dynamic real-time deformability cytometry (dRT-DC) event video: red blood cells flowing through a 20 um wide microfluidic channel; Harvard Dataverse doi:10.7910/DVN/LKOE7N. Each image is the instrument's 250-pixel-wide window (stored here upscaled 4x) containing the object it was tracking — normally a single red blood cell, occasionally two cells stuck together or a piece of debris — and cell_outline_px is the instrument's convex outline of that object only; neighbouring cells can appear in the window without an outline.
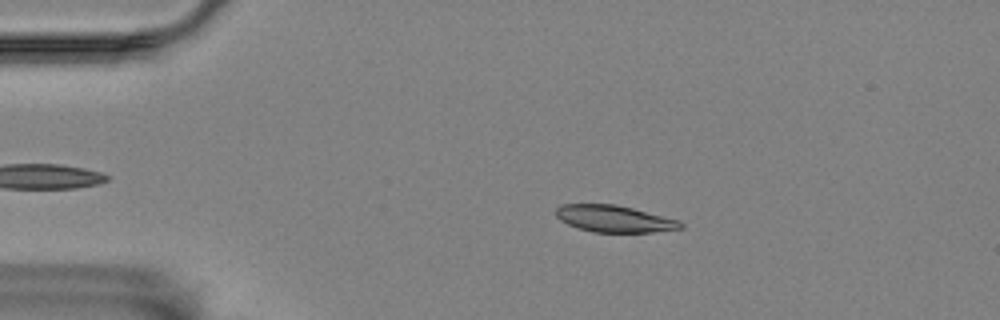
{"species": "Egyptian fruit bat (a non-hibernating species)", "species_latin": "Rousettus aegyptiacus", "temperature_condition": "room temperature", "stored_images_in_passage": 39, "camera_frame_rate_fps": 3000, "um_per_image_px": 0.085, "animal": {"sex": "female"}, "frame": {"image": 1, "passage_image": 1, "time_ms": 0.0, "image_size_px": [1000, 320], "cell_outline_px": [[684, 228], [652, 232], [592, 232], [576, 228], [560, 220], [556, 216], [556, 208], [560, 204], [616, 204], [680, 220], [684, 224]], "centroid_in_image_um": [52.21, 18.59], "position_along_channel_um": 32.8, "area_um2": 19.59}}
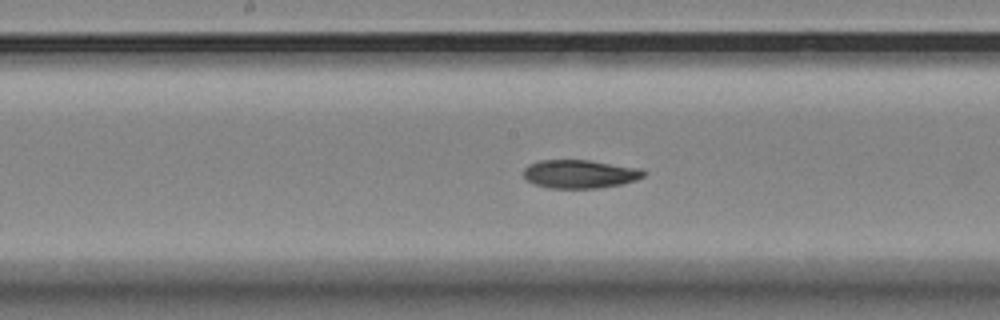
{"frame": {"image": 2, "passage_image": 19, "time_ms": 6.0, "image_size_px": [1000, 320], "cell_outline_px": [[648, 172], [644, 176], [636, 180], [620, 184], [596, 188], [548, 188], [532, 184], [524, 180], [524, 168], [528, 164], [540, 160], [588, 160], [644, 168]], "centroid_in_image_um": [49.29, 14.78], "position_along_channel_um": 198.9, "area_um2": 20.23}}
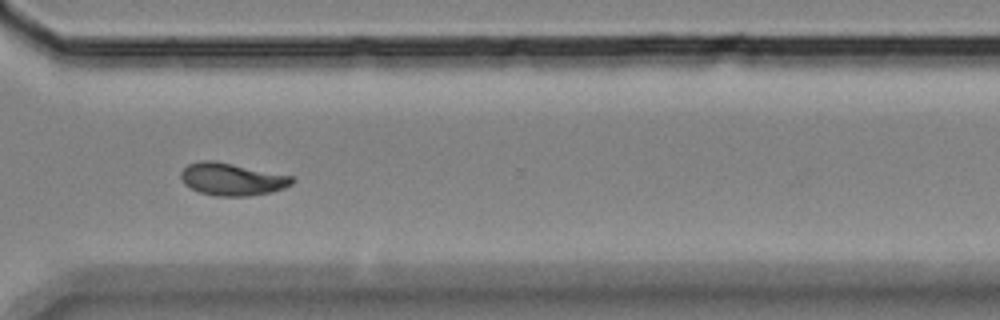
{"frame": {"image": 3, "passage_image": 32, "time_ms": 10.333, "image_size_px": [1000, 320], "cell_outline_px": [[296, 180], [292, 184], [284, 188], [272, 192], [248, 196], [216, 196], [200, 192], [184, 184], [180, 176], [180, 172], [188, 164], [200, 160], [212, 160], [292, 176]], "centroid_in_image_um": [19.71, 15.24], "position_along_channel_um": 350.9, "area_um2": 20.92}, "authors_computed_cell_mechanics": {"area_um2": 20.3456, "velocity_mm_per_s": 3.5129, "shape_relaxation_time_tau1_ms": 8.7584, "shape_relaxation_time_tau2_ms": 2.0363, "deformation_change_tau1": 0.211, "deformation_change_tau2": 0.0649}}